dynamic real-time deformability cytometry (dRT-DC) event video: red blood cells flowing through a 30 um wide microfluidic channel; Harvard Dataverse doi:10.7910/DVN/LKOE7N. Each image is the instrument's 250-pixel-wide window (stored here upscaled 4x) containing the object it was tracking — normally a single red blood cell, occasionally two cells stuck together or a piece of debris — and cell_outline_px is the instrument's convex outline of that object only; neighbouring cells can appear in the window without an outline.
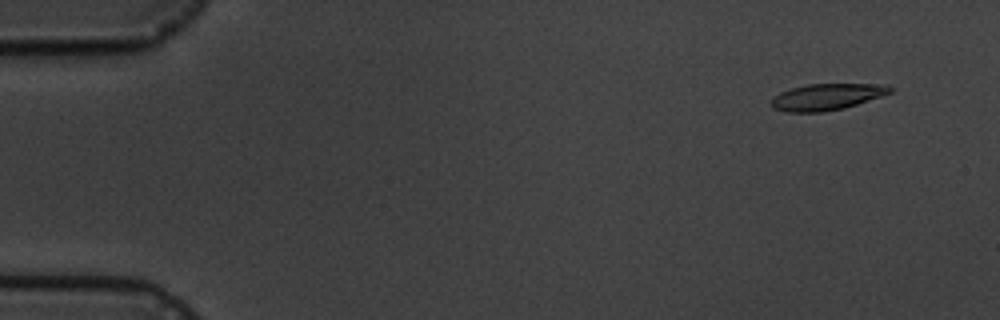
{"species": "common noctule bat (a hibernating species)", "species_latin": "Nyctalus noctula", "temperature_condition": "cold", "stored_images_in_passage": 5, "camera_frame_rate_fps": 3000, "um_per_image_px": 0.085, "animal": {"sex": "male", "body_mass_g": 19.5, "forearm_length_mm": 54.6}, "frame": {"image": 1, "passage_image": 1, "time_ms": 0.0, "image_size_px": [1000, 320], "cell_outline_px": [[892, 92], [844, 108], [824, 112], [788, 112], [772, 108], [772, 96], [780, 92], [792, 88], [808, 84], [888, 84], [892, 88]], "centroid_in_image_um": [70.26, 8.23], "position_along_channel_um": 14.7, "area_um2": 18.21}}
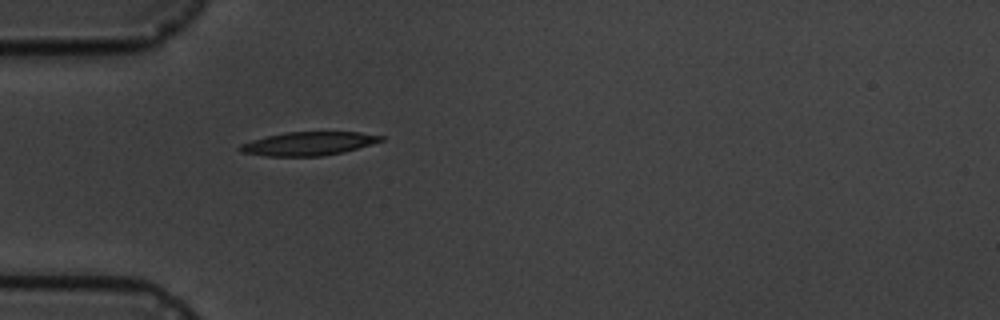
{"frame": {"image": 2, "passage_image": 5, "time_ms": 4.333, "image_size_px": [1000, 320], "cell_outline_px": [[384, 140], [372, 144], [344, 152], [320, 156], [264, 156], [240, 152], [236, 148], [240, 144], [252, 140], [284, 132], [360, 132], [384, 136]], "centroid_in_image_um": [26.2, 12.21], "position_along_channel_um": 58.8, "area_um2": 19.42}}